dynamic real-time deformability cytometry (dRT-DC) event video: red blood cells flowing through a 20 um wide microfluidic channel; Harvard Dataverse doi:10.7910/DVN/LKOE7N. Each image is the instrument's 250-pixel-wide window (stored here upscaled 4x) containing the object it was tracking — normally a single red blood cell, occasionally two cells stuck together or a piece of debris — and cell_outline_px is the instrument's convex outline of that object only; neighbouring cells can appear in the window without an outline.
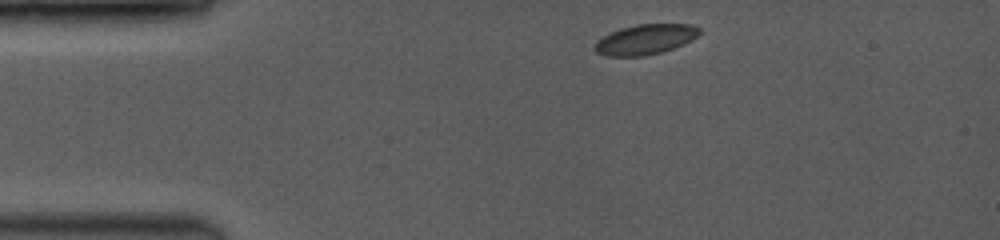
{"species": "common noctule bat (a hibernating species)", "species_latin": "Nyctalus noctula", "temperature_condition": "room temperature", "stored_images_in_passage": 17, "camera_frame_rate_fps": 3500, "um_per_image_px": 0.085, "animal": {"sex": "female", "body_mass_g": 19.0, "forearm_length_mm": 53.3}, "frame": {"image": 1, "passage_image": 1, "time_ms": 0.0, "image_size_px": [1000, 240], "cell_outline_px": [[700, 32], [692, 40], [684, 44], [660, 52], [644, 56], [608, 56], [596, 52], [592, 48], [604, 36], [612, 32], [636, 24], [688, 24], [700, 28]], "centroid_in_image_um": [54.87, 3.35], "position_along_channel_um": 30.1, "area_um2": 18.03}}
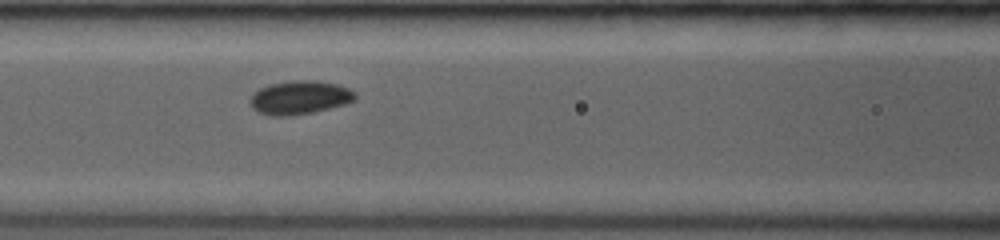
{"frame": {"image": 2, "passage_image": 11, "time_ms": 4.0, "image_size_px": [1000, 240], "cell_outline_px": [[356, 100], [344, 104], [312, 112], [288, 116], [272, 116], [256, 112], [252, 108], [248, 100], [260, 88], [272, 84], [292, 80], [316, 80], [336, 84], [348, 88], [356, 92]], "centroid_in_image_um": [25.47, 8.29], "position_along_channel_um": 141.1, "area_um2": 20.52}}
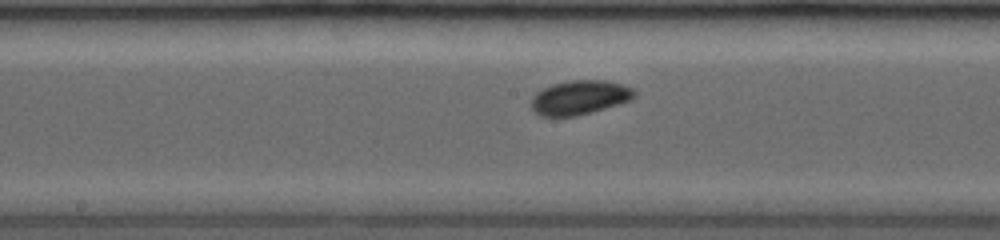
{"frame": {"image": 3, "passage_image": 15, "time_ms": 5.429, "image_size_px": [1000, 240], "cell_outline_px": [[636, 96], [632, 100], [576, 116], [540, 116], [532, 108], [532, 96], [536, 92], [552, 84], [572, 80], [604, 80], [624, 84], [632, 88], [636, 92]], "centroid_in_image_um": [49.29, 8.27], "position_along_channel_um": 198.9, "area_um2": 20.52}}